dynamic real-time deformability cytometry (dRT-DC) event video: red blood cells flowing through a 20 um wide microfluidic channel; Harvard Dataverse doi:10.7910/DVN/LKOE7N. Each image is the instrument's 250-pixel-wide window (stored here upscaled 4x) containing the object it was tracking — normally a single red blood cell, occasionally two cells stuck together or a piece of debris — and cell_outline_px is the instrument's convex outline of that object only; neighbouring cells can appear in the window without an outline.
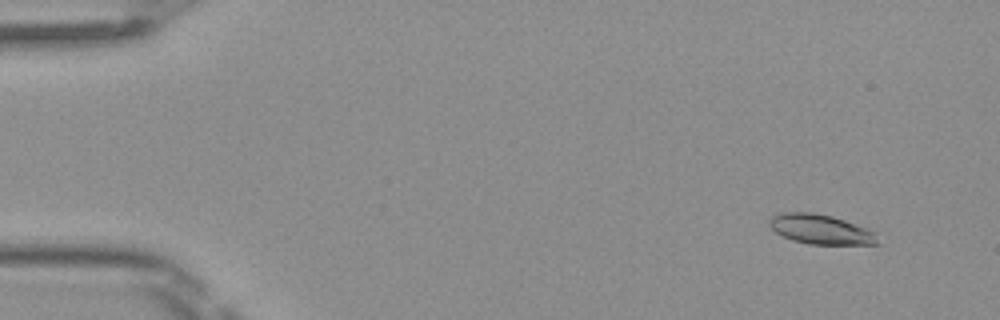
{"species": "Egyptian fruit bat (a non-hibernating species)", "species_latin": "Rousettus aegyptiacus", "temperature_condition": "room temperature", "stored_images_in_passage": 6, "camera_frame_rate_fps": 3000, "um_per_image_px": 0.085, "frame": {"image": 1, "passage_image": 2, "time_ms": 0.333, "image_size_px": [1000, 320], "cell_outline_px": [[880, 244], [808, 244], [792, 240], [776, 232], [768, 224], [768, 220], [776, 212], [812, 212], [832, 216], [844, 220], [876, 232]], "centroid_in_image_um": [69.73, 19.48], "position_along_channel_um": 15.3, "area_um2": 18.79}}
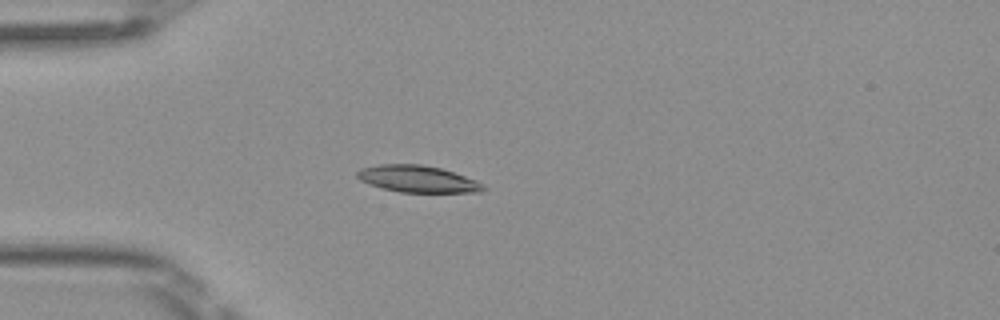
{"frame": {"image": 2, "passage_image": 5, "time_ms": 1.333, "image_size_px": [1000, 320], "cell_outline_px": [[488, 188], [480, 192], [400, 192], [380, 188], [368, 184], [360, 180], [356, 176], [356, 172], [360, 168], [380, 164], [420, 164], [440, 168], [476, 180], [484, 184]], "centroid_in_image_um": [35.47, 15.21], "position_along_channel_um": 49.5, "area_um2": 19.77}}